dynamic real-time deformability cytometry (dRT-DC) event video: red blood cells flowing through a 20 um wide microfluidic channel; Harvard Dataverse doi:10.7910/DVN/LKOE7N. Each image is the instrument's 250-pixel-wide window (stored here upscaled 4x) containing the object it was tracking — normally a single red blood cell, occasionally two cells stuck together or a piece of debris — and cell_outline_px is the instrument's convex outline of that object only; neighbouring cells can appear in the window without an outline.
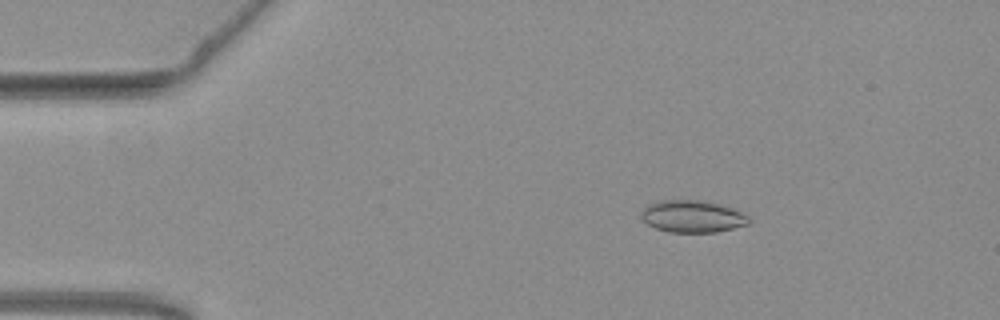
{"species": "common noctule bat (a hibernating species)", "species_latin": "Nyctalus noctula", "temperature_condition": "warm", "stored_images_in_passage": 54, "camera_frame_rate_fps": 3000, "um_per_image_px": 0.085, "animal": {"sex": "female", "body_mass_g": 19.3, "forearm_length_mm": 54.1}, "frame": {"image": 1, "passage_image": 9, "time_ms": 2.667, "image_size_px": [1000, 320], "cell_outline_px": [[752, 220], [748, 224], [716, 232], [668, 232], [656, 228], [648, 224], [640, 216], [640, 212], [648, 204], [660, 200], [704, 200], [720, 204], [732, 208], [748, 216]], "centroid_in_image_um": [58.85, 18.39], "position_along_channel_um": 26.2, "area_um2": 20.17}}
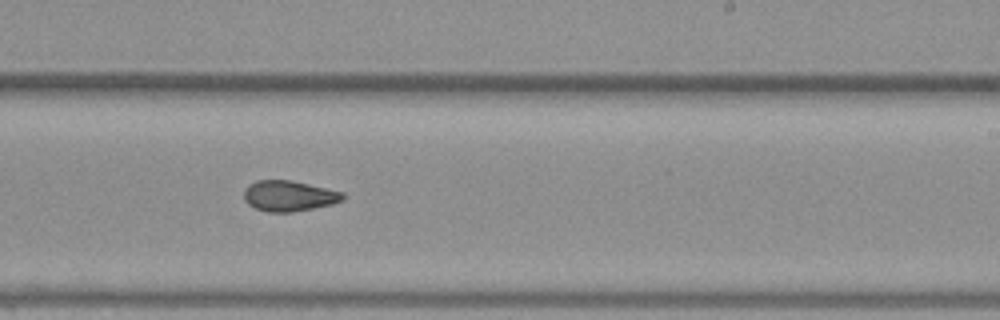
{"frame": {"image": 2, "passage_image": 33, "time_ms": 10.667, "image_size_px": [1000, 320], "cell_outline_px": [[344, 200], [332, 204], [292, 212], [268, 212], [256, 208], [248, 204], [244, 200], [244, 188], [248, 184], [256, 180], [292, 180], [344, 192]], "centroid_in_image_um": [24.55, 16.64], "position_along_channel_um": 264.5, "area_um2": 17.74}}
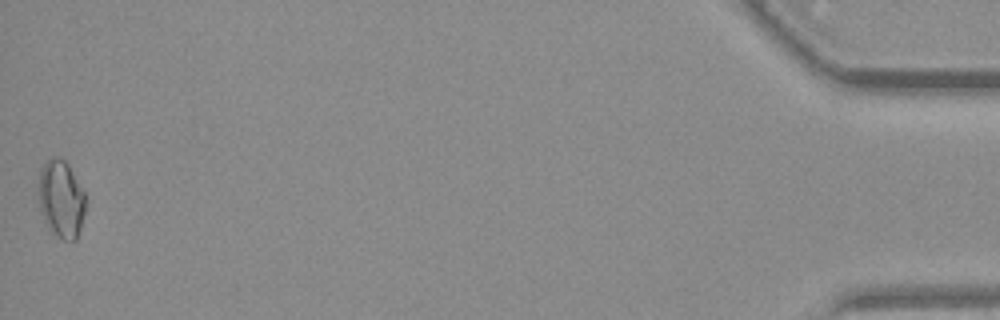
{"frame": {"image": 3, "passage_image": 54, "time_ms": 17.667, "image_size_px": [1000, 320], "cell_outline_px": [[84, 212], [80, 228], [76, 240], [64, 240], [56, 236], [48, 228], [44, 220], [40, 208], [40, 168], [52, 156], [56, 156], [64, 160], [68, 164], [84, 192]], "centroid_in_image_um": [5.2, 16.92], "position_along_channel_um": 430.0, "area_um2": 20.81}, "authors_computed_cell_mechanics": {"area_um2": 18.5249, "velocity_mm_per_s": 3.8203, "shape_relaxation_time_tau1_ms": null, "shape_relaxation_time_tau2_ms": 4.7883, "deformation_change_tau1": null, "deformation_change_tau2": 0.0842}}